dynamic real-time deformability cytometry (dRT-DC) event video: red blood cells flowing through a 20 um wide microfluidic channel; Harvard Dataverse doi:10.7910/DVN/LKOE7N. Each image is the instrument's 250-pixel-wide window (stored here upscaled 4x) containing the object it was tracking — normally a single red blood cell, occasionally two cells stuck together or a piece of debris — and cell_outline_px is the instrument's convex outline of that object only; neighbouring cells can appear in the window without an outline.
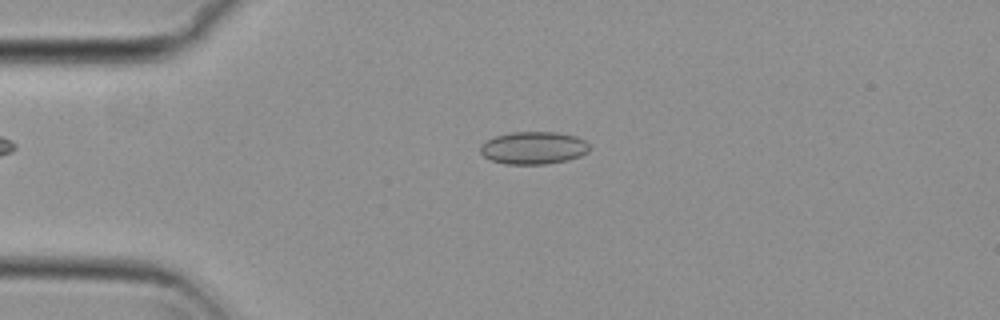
{"species": "common noctule bat (a hibernating species)", "species_latin": "Nyctalus noctula", "temperature_condition": "cold", "stored_images_in_passage": 47, "camera_frame_rate_fps": 3000, "um_per_image_px": 0.085, "animal": {"sex": "female", "body_mass_g": 29.2, "forearm_length_mm": 56.3}, "frame": {"image": 1, "passage_image": 11, "time_ms": 3.333, "image_size_px": [1000, 320], "cell_outline_px": [[588, 152], [580, 156], [568, 160], [548, 164], [504, 164], [492, 160], [484, 156], [480, 152], [480, 148], [488, 140], [496, 136], [512, 132], [556, 132], [576, 136], [584, 140], [588, 144]], "centroid_in_image_um": [45.37, 12.58], "position_along_channel_um": 39.6, "area_um2": 20.58}}
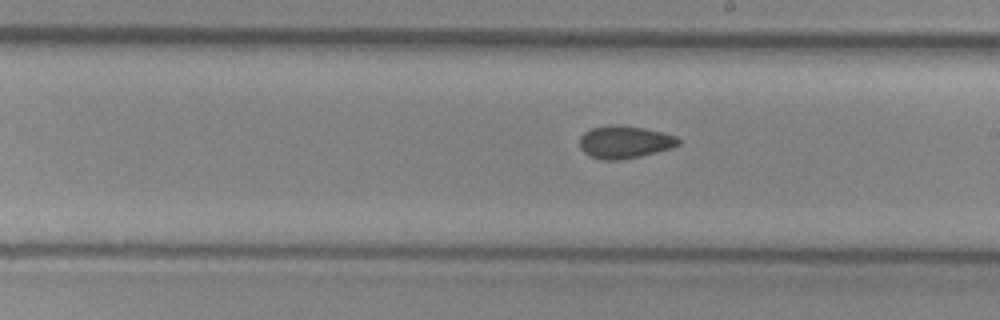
{"frame": {"image": 2, "passage_image": 29, "time_ms": 9.333, "image_size_px": [1000, 320], "cell_outline_px": [[680, 144], [672, 148], [640, 156], [616, 160], [604, 160], [592, 156], [584, 152], [580, 148], [580, 136], [584, 132], [592, 128], [608, 124], [620, 124], [644, 128], [676, 136], [680, 140]], "centroid_in_image_um": [53.09, 12.05], "position_along_channel_um": 235.9, "area_um2": 18.73}}
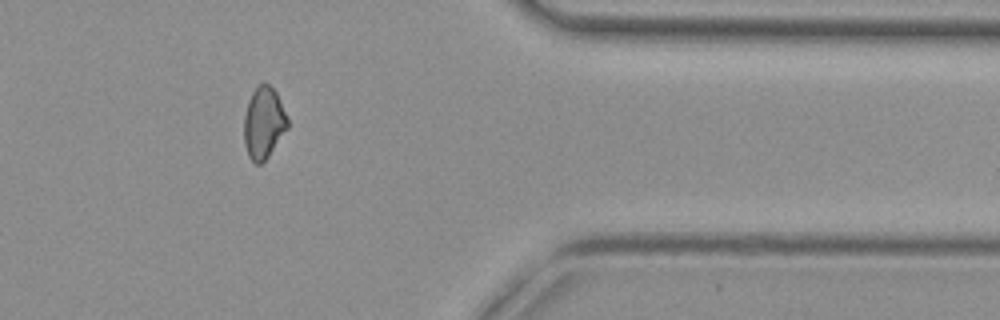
{"frame": {"image": 3, "passage_image": 43, "time_ms": 14.0, "image_size_px": [1000, 320], "cell_outline_px": [[288, 128], [268, 156], [260, 164], [256, 164], [248, 156], [244, 144], [244, 116], [248, 100], [252, 92], [260, 84], [268, 84], [276, 92], [288, 120]], "centroid_in_image_um": [22.4, 10.46], "position_along_channel_um": 389.0, "area_um2": 17.98}, "authors_computed_cell_mechanics": {"area_um2": 18.8428, "velocity_mm_per_s": 3.7355, "shape_relaxation_time_tau1_ms": null, "shape_relaxation_time_tau2_ms": 2.5731, "deformation_change_tau1": null, "deformation_change_tau2": 0.0726}}